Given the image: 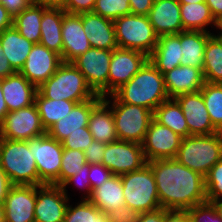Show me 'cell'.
<instances>
[{
  "label": "cell",
  "instance_id": "obj_22",
  "mask_svg": "<svg viewBox=\"0 0 222 222\" xmlns=\"http://www.w3.org/2000/svg\"><path fill=\"white\" fill-rule=\"evenodd\" d=\"M148 18L158 36L183 31L178 0H154Z\"/></svg>",
  "mask_w": 222,
  "mask_h": 222
},
{
  "label": "cell",
  "instance_id": "obj_24",
  "mask_svg": "<svg viewBox=\"0 0 222 222\" xmlns=\"http://www.w3.org/2000/svg\"><path fill=\"white\" fill-rule=\"evenodd\" d=\"M82 25L91 47L114 50L118 47L114 22L94 12L82 13Z\"/></svg>",
  "mask_w": 222,
  "mask_h": 222
},
{
  "label": "cell",
  "instance_id": "obj_10",
  "mask_svg": "<svg viewBox=\"0 0 222 222\" xmlns=\"http://www.w3.org/2000/svg\"><path fill=\"white\" fill-rule=\"evenodd\" d=\"M112 50L91 47L72 61L84 75L88 86L96 95H108V75Z\"/></svg>",
  "mask_w": 222,
  "mask_h": 222
},
{
  "label": "cell",
  "instance_id": "obj_28",
  "mask_svg": "<svg viewBox=\"0 0 222 222\" xmlns=\"http://www.w3.org/2000/svg\"><path fill=\"white\" fill-rule=\"evenodd\" d=\"M88 129L93 140L106 144L118 140L111 107L103 99L92 109Z\"/></svg>",
  "mask_w": 222,
  "mask_h": 222
},
{
  "label": "cell",
  "instance_id": "obj_31",
  "mask_svg": "<svg viewBox=\"0 0 222 222\" xmlns=\"http://www.w3.org/2000/svg\"><path fill=\"white\" fill-rule=\"evenodd\" d=\"M180 15L184 30L210 32L209 25L218 28V22L212 16L205 2L180 4Z\"/></svg>",
  "mask_w": 222,
  "mask_h": 222
},
{
  "label": "cell",
  "instance_id": "obj_58",
  "mask_svg": "<svg viewBox=\"0 0 222 222\" xmlns=\"http://www.w3.org/2000/svg\"><path fill=\"white\" fill-rule=\"evenodd\" d=\"M210 202L215 207V210L218 216L222 219V198H217V199L211 200Z\"/></svg>",
  "mask_w": 222,
  "mask_h": 222
},
{
  "label": "cell",
  "instance_id": "obj_1",
  "mask_svg": "<svg viewBox=\"0 0 222 222\" xmlns=\"http://www.w3.org/2000/svg\"><path fill=\"white\" fill-rule=\"evenodd\" d=\"M155 177L161 208L187 210L206 202L205 177L176 159L147 162Z\"/></svg>",
  "mask_w": 222,
  "mask_h": 222
},
{
  "label": "cell",
  "instance_id": "obj_52",
  "mask_svg": "<svg viewBox=\"0 0 222 222\" xmlns=\"http://www.w3.org/2000/svg\"><path fill=\"white\" fill-rule=\"evenodd\" d=\"M12 186L9 177L0 166V204H4L8 191Z\"/></svg>",
  "mask_w": 222,
  "mask_h": 222
},
{
  "label": "cell",
  "instance_id": "obj_42",
  "mask_svg": "<svg viewBox=\"0 0 222 222\" xmlns=\"http://www.w3.org/2000/svg\"><path fill=\"white\" fill-rule=\"evenodd\" d=\"M186 211L191 222H222L215 207L209 201L197 204Z\"/></svg>",
  "mask_w": 222,
  "mask_h": 222
},
{
  "label": "cell",
  "instance_id": "obj_50",
  "mask_svg": "<svg viewBox=\"0 0 222 222\" xmlns=\"http://www.w3.org/2000/svg\"><path fill=\"white\" fill-rule=\"evenodd\" d=\"M165 209L160 208L155 211L140 213L136 222H164Z\"/></svg>",
  "mask_w": 222,
  "mask_h": 222
},
{
  "label": "cell",
  "instance_id": "obj_49",
  "mask_svg": "<svg viewBox=\"0 0 222 222\" xmlns=\"http://www.w3.org/2000/svg\"><path fill=\"white\" fill-rule=\"evenodd\" d=\"M154 0H129L131 14L148 16Z\"/></svg>",
  "mask_w": 222,
  "mask_h": 222
},
{
  "label": "cell",
  "instance_id": "obj_61",
  "mask_svg": "<svg viewBox=\"0 0 222 222\" xmlns=\"http://www.w3.org/2000/svg\"><path fill=\"white\" fill-rule=\"evenodd\" d=\"M212 36L221 44L222 47V31L220 30L218 35L213 33Z\"/></svg>",
  "mask_w": 222,
  "mask_h": 222
},
{
  "label": "cell",
  "instance_id": "obj_47",
  "mask_svg": "<svg viewBox=\"0 0 222 222\" xmlns=\"http://www.w3.org/2000/svg\"><path fill=\"white\" fill-rule=\"evenodd\" d=\"M95 0H66L63 8L67 13L81 14L85 12H93Z\"/></svg>",
  "mask_w": 222,
  "mask_h": 222
},
{
  "label": "cell",
  "instance_id": "obj_40",
  "mask_svg": "<svg viewBox=\"0 0 222 222\" xmlns=\"http://www.w3.org/2000/svg\"><path fill=\"white\" fill-rule=\"evenodd\" d=\"M207 201L222 198V159L205 176Z\"/></svg>",
  "mask_w": 222,
  "mask_h": 222
},
{
  "label": "cell",
  "instance_id": "obj_53",
  "mask_svg": "<svg viewBox=\"0 0 222 222\" xmlns=\"http://www.w3.org/2000/svg\"><path fill=\"white\" fill-rule=\"evenodd\" d=\"M14 73H15V71L13 70L11 65L9 64L7 57L4 56L3 48L0 43V79H5L9 75H12Z\"/></svg>",
  "mask_w": 222,
  "mask_h": 222
},
{
  "label": "cell",
  "instance_id": "obj_2",
  "mask_svg": "<svg viewBox=\"0 0 222 222\" xmlns=\"http://www.w3.org/2000/svg\"><path fill=\"white\" fill-rule=\"evenodd\" d=\"M112 95L120 102L141 106L153 112L169 99L163 74L149 60Z\"/></svg>",
  "mask_w": 222,
  "mask_h": 222
},
{
  "label": "cell",
  "instance_id": "obj_62",
  "mask_svg": "<svg viewBox=\"0 0 222 222\" xmlns=\"http://www.w3.org/2000/svg\"><path fill=\"white\" fill-rule=\"evenodd\" d=\"M217 29L222 31V20L218 22V28Z\"/></svg>",
  "mask_w": 222,
  "mask_h": 222
},
{
  "label": "cell",
  "instance_id": "obj_46",
  "mask_svg": "<svg viewBox=\"0 0 222 222\" xmlns=\"http://www.w3.org/2000/svg\"><path fill=\"white\" fill-rule=\"evenodd\" d=\"M106 143L93 140L84 151L86 162L89 164H101L104 157Z\"/></svg>",
  "mask_w": 222,
  "mask_h": 222
},
{
  "label": "cell",
  "instance_id": "obj_19",
  "mask_svg": "<svg viewBox=\"0 0 222 222\" xmlns=\"http://www.w3.org/2000/svg\"><path fill=\"white\" fill-rule=\"evenodd\" d=\"M62 60L72 62L79 55L91 48L88 35L84 32L82 25V13H64L62 18Z\"/></svg>",
  "mask_w": 222,
  "mask_h": 222
},
{
  "label": "cell",
  "instance_id": "obj_36",
  "mask_svg": "<svg viewBox=\"0 0 222 222\" xmlns=\"http://www.w3.org/2000/svg\"><path fill=\"white\" fill-rule=\"evenodd\" d=\"M63 222H110V217L89 200H81L75 206L68 203Z\"/></svg>",
  "mask_w": 222,
  "mask_h": 222
},
{
  "label": "cell",
  "instance_id": "obj_43",
  "mask_svg": "<svg viewBox=\"0 0 222 222\" xmlns=\"http://www.w3.org/2000/svg\"><path fill=\"white\" fill-rule=\"evenodd\" d=\"M93 141V137L88 127H83V131H75L68 135L63 141L64 149L85 151Z\"/></svg>",
  "mask_w": 222,
  "mask_h": 222
},
{
  "label": "cell",
  "instance_id": "obj_16",
  "mask_svg": "<svg viewBox=\"0 0 222 222\" xmlns=\"http://www.w3.org/2000/svg\"><path fill=\"white\" fill-rule=\"evenodd\" d=\"M60 186H36L35 222H63L70 196Z\"/></svg>",
  "mask_w": 222,
  "mask_h": 222
},
{
  "label": "cell",
  "instance_id": "obj_51",
  "mask_svg": "<svg viewBox=\"0 0 222 222\" xmlns=\"http://www.w3.org/2000/svg\"><path fill=\"white\" fill-rule=\"evenodd\" d=\"M164 222H191V220L186 210L165 209Z\"/></svg>",
  "mask_w": 222,
  "mask_h": 222
},
{
  "label": "cell",
  "instance_id": "obj_30",
  "mask_svg": "<svg viewBox=\"0 0 222 222\" xmlns=\"http://www.w3.org/2000/svg\"><path fill=\"white\" fill-rule=\"evenodd\" d=\"M66 11L61 8H47L41 20L40 44L62 56V18Z\"/></svg>",
  "mask_w": 222,
  "mask_h": 222
},
{
  "label": "cell",
  "instance_id": "obj_48",
  "mask_svg": "<svg viewBox=\"0 0 222 222\" xmlns=\"http://www.w3.org/2000/svg\"><path fill=\"white\" fill-rule=\"evenodd\" d=\"M35 0H0L9 14L14 18L27 9Z\"/></svg>",
  "mask_w": 222,
  "mask_h": 222
},
{
  "label": "cell",
  "instance_id": "obj_60",
  "mask_svg": "<svg viewBox=\"0 0 222 222\" xmlns=\"http://www.w3.org/2000/svg\"><path fill=\"white\" fill-rule=\"evenodd\" d=\"M180 4H191V3H200L205 2V0H178Z\"/></svg>",
  "mask_w": 222,
  "mask_h": 222
},
{
  "label": "cell",
  "instance_id": "obj_20",
  "mask_svg": "<svg viewBox=\"0 0 222 222\" xmlns=\"http://www.w3.org/2000/svg\"><path fill=\"white\" fill-rule=\"evenodd\" d=\"M102 99L103 97L96 95L93 99L77 103L71 112H68L65 117H62L47 130V134L62 142L69 134L75 131H83V127H88L92 109Z\"/></svg>",
  "mask_w": 222,
  "mask_h": 222
},
{
  "label": "cell",
  "instance_id": "obj_21",
  "mask_svg": "<svg viewBox=\"0 0 222 222\" xmlns=\"http://www.w3.org/2000/svg\"><path fill=\"white\" fill-rule=\"evenodd\" d=\"M164 85L169 98L199 92L205 83L203 69L180 65L166 72Z\"/></svg>",
  "mask_w": 222,
  "mask_h": 222
},
{
  "label": "cell",
  "instance_id": "obj_27",
  "mask_svg": "<svg viewBox=\"0 0 222 222\" xmlns=\"http://www.w3.org/2000/svg\"><path fill=\"white\" fill-rule=\"evenodd\" d=\"M212 36L211 32L184 30L180 32L182 47L181 65L203 69L206 43Z\"/></svg>",
  "mask_w": 222,
  "mask_h": 222
},
{
  "label": "cell",
  "instance_id": "obj_33",
  "mask_svg": "<svg viewBox=\"0 0 222 222\" xmlns=\"http://www.w3.org/2000/svg\"><path fill=\"white\" fill-rule=\"evenodd\" d=\"M153 119L160 125L170 128L181 137H188L187 122L178 102L174 98L161 103L153 112Z\"/></svg>",
  "mask_w": 222,
  "mask_h": 222
},
{
  "label": "cell",
  "instance_id": "obj_4",
  "mask_svg": "<svg viewBox=\"0 0 222 222\" xmlns=\"http://www.w3.org/2000/svg\"><path fill=\"white\" fill-rule=\"evenodd\" d=\"M175 159L205 177L222 159V132L184 137Z\"/></svg>",
  "mask_w": 222,
  "mask_h": 222
},
{
  "label": "cell",
  "instance_id": "obj_59",
  "mask_svg": "<svg viewBox=\"0 0 222 222\" xmlns=\"http://www.w3.org/2000/svg\"><path fill=\"white\" fill-rule=\"evenodd\" d=\"M0 222H6L5 221V208L3 204H0Z\"/></svg>",
  "mask_w": 222,
  "mask_h": 222
},
{
  "label": "cell",
  "instance_id": "obj_32",
  "mask_svg": "<svg viewBox=\"0 0 222 222\" xmlns=\"http://www.w3.org/2000/svg\"><path fill=\"white\" fill-rule=\"evenodd\" d=\"M46 9L45 6L34 1L27 9L13 18V26L28 41L34 44L40 43L41 20Z\"/></svg>",
  "mask_w": 222,
  "mask_h": 222
},
{
  "label": "cell",
  "instance_id": "obj_11",
  "mask_svg": "<svg viewBox=\"0 0 222 222\" xmlns=\"http://www.w3.org/2000/svg\"><path fill=\"white\" fill-rule=\"evenodd\" d=\"M47 133L37 107L34 104L8 112L0 123V138L8 140H29Z\"/></svg>",
  "mask_w": 222,
  "mask_h": 222
},
{
  "label": "cell",
  "instance_id": "obj_9",
  "mask_svg": "<svg viewBox=\"0 0 222 222\" xmlns=\"http://www.w3.org/2000/svg\"><path fill=\"white\" fill-rule=\"evenodd\" d=\"M28 147L35 158L39 179L44 184L59 186L62 154V142L47 133L27 140Z\"/></svg>",
  "mask_w": 222,
  "mask_h": 222
},
{
  "label": "cell",
  "instance_id": "obj_18",
  "mask_svg": "<svg viewBox=\"0 0 222 222\" xmlns=\"http://www.w3.org/2000/svg\"><path fill=\"white\" fill-rule=\"evenodd\" d=\"M36 186L13 185L4 201L6 222H35Z\"/></svg>",
  "mask_w": 222,
  "mask_h": 222
},
{
  "label": "cell",
  "instance_id": "obj_8",
  "mask_svg": "<svg viewBox=\"0 0 222 222\" xmlns=\"http://www.w3.org/2000/svg\"><path fill=\"white\" fill-rule=\"evenodd\" d=\"M116 41L119 48L138 50L149 56L158 42L148 16L128 14L114 21Z\"/></svg>",
  "mask_w": 222,
  "mask_h": 222
},
{
  "label": "cell",
  "instance_id": "obj_12",
  "mask_svg": "<svg viewBox=\"0 0 222 222\" xmlns=\"http://www.w3.org/2000/svg\"><path fill=\"white\" fill-rule=\"evenodd\" d=\"M103 154L101 164L108 168L112 175L121 176L147 164L142 145L134 142L117 140L107 143Z\"/></svg>",
  "mask_w": 222,
  "mask_h": 222
},
{
  "label": "cell",
  "instance_id": "obj_41",
  "mask_svg": "<svg viewBox=\"0 0 222 222\" xmlns=\"http://www.w3.org/2000/svg\"><path fill=\"white\" fill-rule=\"evenodd\" d=\"M89 169H90V164L87 163L85 164L78 173L74 174L73 176L67 178L61 185L60 187L64 191L66 195H68V190L67 187L69 185L74 184V186L81 188V192L84 191L85 195L83 194V197L81 200H89L91 197L92 189H91V183L89 180ZM83 189V190H82Z\"/></svg>",
  "mask_w": 222,
  "mask_h": 222
},
{
  "label": "cell",
  "instance_id": "obj_56",
  "mask_svg": "<svg viewBox=\"0 0 222 222\" xmlns=\"http://www.w3.org/2000/svg\"><path fill=\"white\" fill-rule=\"evenodd\" d=\"M35 2L45 6L46 8H61L63 9L66 0H35Z\"/></svg>",
  "mask_w": 222,
  "mask_h": 222
},
{
  "label": "cell",
  "instance_id": "obj_7",
  "mask_svg": "<svg viewBox=\"0 0 222 222\" xmlns=\"http://www.w3.org/2000/svg\"><path fill=\"white\" fill-rule=\"evenodd\" d=\"M120 177L127 207L139 213L151 212L161 208L155 177L148 164Z\"/></svg>",
  "mask_w": 222,
  "mask_h": 222
},
{
  "label": "cell",
  "instance_id": "obj_37",
  "mask_svg": "<svg viewBox=\"0 0 222 222\" xmlns=\"http://www.w3.org/2000/svg\"><path fill=\"white\" fill-rule=\"evenodd\" d=\"M200 92L213 126L222 132V84L205 82Z\"/></svg>",
  "mask_w": 222,
  "mask_h": 222
},
{
  "label": "cell",
  "instance_id": "obj_57",
  "mask_svg": "<svg viewBox=\"0 0 222 222\" xmlns=\"http://www.w3.org/2000/svg\"><path fill=\"white\" fill-rule=\"evenodd\" d=\"M8 108L3 96L1 79H0V123L5 119L6 114L8 113Z\"/></svg>",
  "mask_w": 222,
  "mask_h": 222
},
{
  "label": "cell",
  "instance_id": "obj_54",
  "mask_svg": "<svg viewBox=\"0 0 222 222\" xmlns=\"http://www.w3.org/2000/svg\"><path fill=\"white\" fill-rule=\"evenodd\" d=\"M209 6L214 19L219 22L222 20V0H205Z\"/></svg>",
  "mask_w": 222,
  "mask_h": 222
},
{
  "label": "cell",
  "instance_id": "obj_6",
  "mask_svg": "<svg viewBox=\"0 0 222 222\" xmlns=\"http://www.w3.org/2000/svg\"><path fill=\"white\" fill-rule=\"evenodd\" d=\"M103 100L111 107L118 140L142 144L153 120V111L120 102L112 94L104 96Z\"/></svg>",
  "mask_w": 222,
  "mask_h": 222
},
{
  "label": "cell",
  "instance_id": "obj_26",
  "mask_svg": "<svg viewBox=\"0 0 222 222\" xmlns=\"http://www.w3.org/2000/svg\"><path fill=\"white\" fill-rule=\"evenodd\" d=\"M0 43L4 56L7 57L13 70L20 72L34 43L20 35L14 26L6 28L0 33Z\"/></svg>",
  "mask_w": 222,
  "mask_h": 222
},
{
  "label": "cell",
  "instance_id": "obj_35",
  "mask_svg": "<svg viewBox=\"0 0 222 222\" xmlns=\"http://www.w3.org/2000/svg\"><path fill=\"white\" fill-rule=\"evenodd\" d=\"M203 75L205 82L222 84V47L213 36L206 43Z\"/></svg>",
  "mask_w": 222,
  "mask_h": 222
},
{
  "label": "cell",
  "instance_id": "obj_44",
  "mask_svg": "<svg viewBox=\"0 0 222 222\" xmlns=\"http://www.w3.org/2000/svg\"><path fill=\"white\" fill-rule=\"evenodd\" d=\"M112 176L111 171L102 164H90L89 180L91 189H95L105 183Z\"/></svg>",
  "mask_w": 222,
  "mask_h": 222
},
{
  "label": "cell",
  "instance_id": "obj_34",
  "mask_svg": "<svg viewBox=\"0 0 222 222\" xmlns=\"http://www.w3.org/2000/svg\"><path fill=\"white\" fill-rule=\"evenodd\" d=\"M35 105L41 118L42 125L47 131L53 124L71 112L77 104L73 101L52 100L45 98L39 91L35 96Z\"/></svg>",
  "mask_w": 222,
  "mask_h": 222
},
{
  "label": "cell",
  "instance_id": "obj_3",
  "mask_svg": "<svg viewBox=\"0 0 222 222\" xmlns=\"http://www.w3.org/2000/svg\"><path fill=\"white\" fill-rule=\"evenodd\" d=\"M0 166L12 185H45L39 179L35 158L27 140L0 138Z\"/></svg>",
  "mask_w": 222,
  "mask_h": 222
},
{
  "label": "cell",
  "instance_id": "obj_55",
  "mask_svg": "<svg viewBox=\"0 0 222 222\" xmlns=\"http://www.w3.org/2000/svg\"><path fill=\"white\" fill-rule=\"evenodd\" d=\"M13 26V17L9 14L6 8L0 3V33Z\"/></svg>",
  "mask_w": 222,
  "mask_h": 222
},
{
  "label": "cell",
  "instance_id": "obj_29",
  "mask_svg": "<svg viewBox=\"0 0 222 222\" xmlns=\"http://www.w3.org/2000/svg\"><path fill=\"white\" fill-rule=\"evenodd\" d=\"M89 201L99 210L109 214L125 205L121 177L112 175L101 186L92 190Z\"/></svg>",
  "mask_w": 222,
  "mask_h": 222
},
{
  "label": "cell",
  "instance_id": "obj_38",
  "mask_svg": "<svg viewBox=\"0 0 222 222\" xmlns=\"http://www.w3.org/2000/svg\"><path fill=\"white\" fill-rule=\"evenodd\" d=\"M87 164L84 151L64 149L62 154L59 186L69 177L78 173Z\"/></svg>",
  "mask_w": 222,
  "mask_h": 222
},
{
  "label": "cell",
  "instance_id": "obj_25",
  "mask_svg": "<svg viewBox=\"0 0 222 222\" xmlns=\"http://www.w3.org/2000/svg\"><path fill=\"white\" fill-rule=\"evenodd\" d=\"M182 54L180 33L161 35L148 60L164 75L181 65Z\"/></svg>",
  "mask_w": 222,
  "mask_h": 222
},
{
  "label": "cell",
  "instance_id": "obj_17",
  "mask_svg": "<svg viewBox=\"0 0 222 222\" xmlns=\"http://www.w3.org/2000/svg\"><path fill=\"white\" fill-rule=\"evenodd\" d=\"M184 113L189 135H210L219 132L212 124L202 93L181 94L174 98Z\"/></svg>",
  "mask_w": 222,
  "mask_h": 222
},
{
  "label": "cell",
  "instance_id": "obj_39",
  "mask_svg": "<svg viewBox=\"0 0 222 222\" xmlns=\"http://www.w3.org/2000/svg\"><path fill=\"white\" fill-rule=\"evenodd\" d=\"M94 13L114 21L131 14L129 0H95Z\"/></svg>",
  "mask_w": 222,
  "mask_h": 222
},
{
  "label": "cell",
  "instance_id": "obj_5",
  "mask_svg": "<svg viewBox=\"0 0 222 222\" xmlns=\"http://www.w3.org/2000/svg\"><path fill=\"white\" fill-rule=\"evenodd\" d=\"M38 91L47 99H65L76 103L93 99L96 96L88 86L84 75L72 62H63L56 72L38 87Z\"/></svg>",
  "mask_w": 222,
  "mask_h": 222
},
{
  "label": "cell",
  "instance_id": "obj_13",
  "mask_svg": "<svg viewBox=\"0 0 222 222\" xmlns=\"http://www.w3.org/2000/svg\"><path fill=\"white\" fill-rule=\"evenodd\" d=\"M182 139L170 128L153 119L141 144L146 161L175 159Z\"/></svg>",
  "mask_w": 222,
  "mask_h": 222
},
{
  "label": "cell",
  "instance_id": "obj_23",
  "mask_svg": "<svg viewBox=\"0 0 222 222\" xmlns=\"http://www.w3.org/2000/svg\"><path fill=\"white\" fill-rule=\"evenodd\" d=\"M3 96L9 112L30 106L35 102L38 88L20 72L1 79Z\"/></svg>",
  "mask_w": 222,
  "mask_h": 222
},
{
  "label": "cell",
  "instance_id": "obj_45",
  "mask_svg": "<svg viewBox=\"0 0 222 222\" xmlns=\"http://www.w3.org/2000/svg\"><path fill=\"white\" fill-rule=\"evenodd\" d=\"M140 213L126 205L109 213L110 222H136Z\"/></svg>",
  "mask_w": 222,
  "mask_h": 222
},
{
  "label": "cell",
  "instance_id": "obj_15",
  "mask_svg": "<svg viewBox=\"0 0 222 222\" xmlns=\"http://www.w3.org/2000/svg\"><path fill=\"white\" fill-rule=\"evenodd\" d=\"M62 63L61 55L37 43L33 45L20 73L38 88L56 72Z\"/></svg>",
  "mask_w": 222,
  "mask_h": 222
},
{
  "label": "cell",
  "instance_id": "obj_14",
  "mask_svg": "<svg viewBox=\"0 0 222 222\" xmlns=\"http://www.w3.org/2000/svg\"><path fill=\"white\" fill-rule=\"evenodd\" d=\"M148 61V56L138 50L119 48L112 50L108 75V95L127 83Z\"/></svg>",
  "mask_w": 222,
  "mask_h": 222
}]
</instances>
